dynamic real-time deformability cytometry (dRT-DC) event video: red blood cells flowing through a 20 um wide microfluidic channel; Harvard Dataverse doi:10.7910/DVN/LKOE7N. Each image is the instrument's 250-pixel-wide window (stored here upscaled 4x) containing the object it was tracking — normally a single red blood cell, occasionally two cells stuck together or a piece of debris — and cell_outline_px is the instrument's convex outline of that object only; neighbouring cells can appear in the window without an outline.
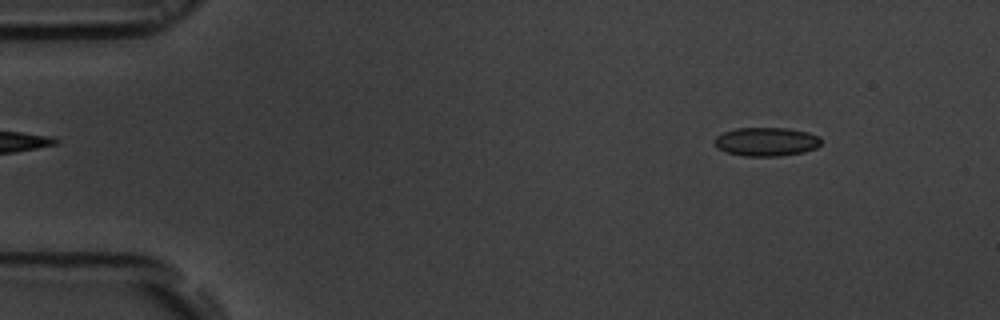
{"species": "common noctule bat (a hibernating species)", "species_latin": "Nyctalus noctula", "temperature_condition": "room temperature", "stored_images_in_passage": 54, "camera_frame_rate_fps": 3000, "um_per_image_px": 0.085, "animal": {"sex": "male", "body_mass_g": 19.5, "forearm_length_mm": 54.6}, "frame": {"image": 1, "passage_image": 6, "time_ms": 1.667, "image_size_px": [1000, 320], "cell_outline_px": [[820, 144], [816, 148], [804, 152], [780, 156], [744, 156], [728, 152], [716, 148], [716, 136], [724, 132], [736, 128], [788, 128], [808, 132], [820, 136]], "centroid_in_image_um": [65.16, 12.04], "position_along_channel_um": 19.8, "area_um2": 17.8}}
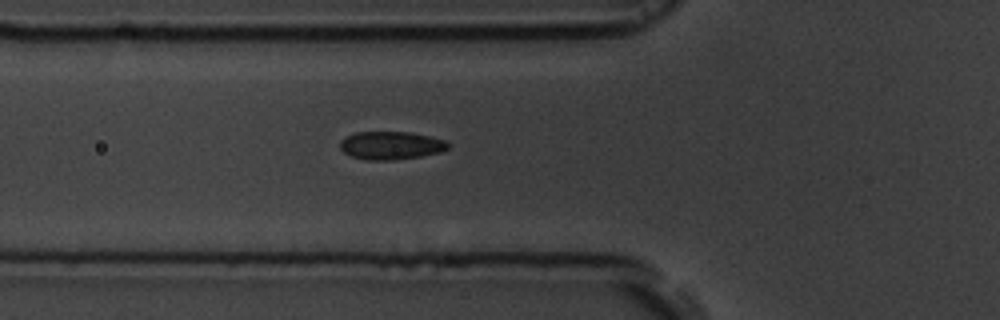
{"frame": {"image": 2, "passage_image": 19, "time_ms": 6.0, "image_size_px": [1000, 320], "cell_outline_px": [[448, 148], [440, 152], [420, 156], [392, 160], [368, 160], [352, 156], [344, 152], [340, 148], [340, 140], [344, 136], [356, 132], [412, 132], [448, 140]], "centroid_in_image_um": [33.23, 12.35], "position_along_channel_um": 92.6, "area_um2": 17.74}}
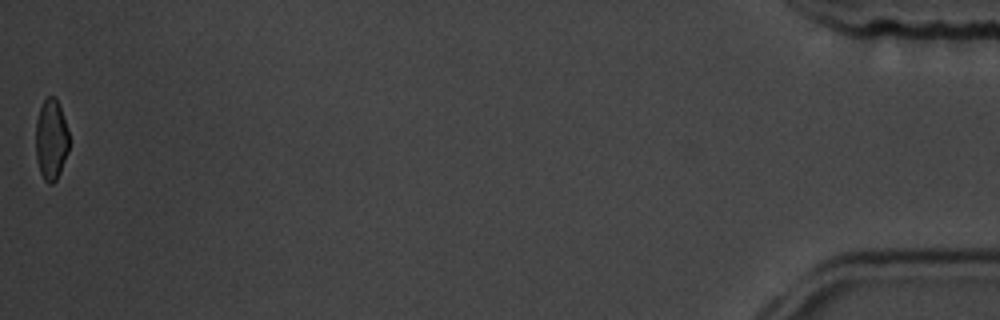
{"frame": {"image": 3, "passage_image": 54, "time_ms": 17.667, "image_size_px": [1000, 320], "cell_outline_px": [[68, 152], [60, 172], [56, 180], [52, 184], [48, 184], [44, 180], [40, 172], [36, 160], [36, 120], [40, 108], [44, 100], [48, 96], [56, 96], [68, 128]], "centroid_in_image_um": [4.34, 11.87], "position_along_channel_um": 430.9, "area_um2": 15.78}, "authors_computed_cell_mechanics": {"area_um2": 17.7157, "velocity_mm_per_s": 3.7369, "shape_relaxation_time_tau1_ms": 4.4829, "shape_relaxation_time_tau2_ms": 1.7571, "deformation_change_tau1": 0.1077, "deformation_change_tau2": 0.0589}}